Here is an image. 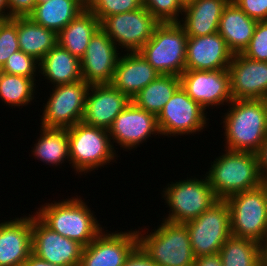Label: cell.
Returning <instances> with one entry per match:
<instances>
[{"label":"cell","instance_id":"1","mask_svg":"<svg viewBox=\"0 0 267 266\" xmlns=\"http://www.w3.org/2000/svg\"><path fill=\"white\" fill-rule=\"evenodd\" d=\"M223 123L228 150L257 153L267 137V110L263 99H237L228 105Z\"/></svg>","mask_w":267,"mask_h":266},{"label":"cell","instance_id":"2","mask_svg":"<svg viewBox=\"0 0 267 266\" xmlns=\"http://www.w3.org/2000/svg\"><path fill=\"white\" fill-rule=\"evenodd\" d=\"M76 197L45 203L35 215L51 230L86 247L104 229L82 197Z\"/></svg>","mask_w":267,"mask_h":266},{"label":"cell","instance_id":"3","mask_svg":"<svg viewBox=\"0 0 267 266\" xmlns=\"http://www.w3.org/2000/svg\"><path fill=\"white\" fill-rule=\"evenodd\" d=\"M223 151L224 154L211 162L206 173L218 199L225 200L233 194L261 185L257 153L228 149Z\"/></svg>","mask_w":267,"mask_h":266},{"label":"cell","instance_id":"4","mask_svg":"<svg viewBox=\"0 0 267 266\" xmlns=\"http://www.w3.org/2000/svg\"><path fill=\"white\" fill-rule=\"evenodd\" d=\"M69 156L76 174L98 170L117 157L107 129L79 122L67 128ZM104 165V166H103Z\"/></svg>","mask_w":267,"mask_h":266},{"label":"cell","instance_id":"5","mask_svg":"<svg viewBox=\"0 0 267 266\" xmlns=\"http://www.w3.org/2000/svg\"><path fill=\"white\" fill-rule=\"evenodd\" d=\"M143 231L137 230L138 244L156 265L193 266L195 256L187 227L183 223L163 220L154 232L147 235L146 230Z\"/></svg>","mask_w":267,"mask_h":266},{"label":"cell","instance_id":"6","mask_svg":"<svg viewBox=\"0 0 267 266\" xmlns=\"http://www.w3.org/2000/svg\"><path fill=\"white\" fill-rule=\"evenodd\" d=\"M187 39L178 22L159 23L138 52L158 73L180 76L185 71Z\"/></svg>","mask_w":267,"mask_h":266},{"label":"cell","instance_id":"7","mask_svg":"<svg viewBox=\"0 0 267 266\" xmlns=\"http://www.w3.org/2000/svg\"><path fill=\"white\" fill-rule=\"evenodd\" d=\"M167 186L161 194L170 210L163 220L171 223H185L197 218L219 200L206 174L203 179L191 176Z\"/></svg>","mask_w":267,"mask_h":266},{"label":"cell","instance_id":"8","mask_svg":"<svg viewBox=\"0 0 267 266\" xmlns=\"http://www.w3.org/2000/svg\"><path fill=\"white\" fill-rule=\"evenodd\" d=\"M225 200L230 209L231 234L263 246L267 240V204L262 187L233 194Z\"/></svg>","mask_w":267,"mask_h":266},{"label":"cell","instance_id":"9","mask_svg":"<svg viewBox=\"0 0 267 266\" xmlns=\"http://www.w3.org/2000/svg\"><path fill=\"white\" fill-rule=\"evenodd\" d=\"M188 230L195 257L219 253L231 234L230 209L219 199L200 216L183 223Z\"/></svg>","mask_w":267,"mask_h":266},{"label":"cell","instance_id":"10","mask_svg":"<svg viewBox=\"0 0 267 266\" xmlns=\"http://www.w3.org/2000/svg\"><path fill=\"white\" fill-rule=\"evenodd\" d=\"M89 88L90 85L83 79L71 84L53 86L44 105L41 126L67 129L82 122Z\"/></svg>","mask_w":267,"mask_h":266},{"label":"cell","instance_id":"11","mask_svg":"<svg viewBox=\"0 0 267 266\" xmlns=\"http://www.w3.org/2000/svg\"><path fill=\"white\" fill-rule=\"evenodd\" d=\"M159 23L143 6L135 11L107 16L100 22V27L119 49L138 52L152 37Z\"/></svg>","mask_w":267,"mask_h":266},{"label":"cell","instance_id":"12","mask_svg":"<svg viewBox=\"0 0 267 266\" xmlns=\"http://www.w3.org/2000/svg\"><path fill=\"white\" fill-rule=\"evenodd\" d=\"M205 112L180 86L157 116L160 136L176 137L201 132L209 120Z\"/></svg>","mask_w":267,"mask_h":266},{"label":"cell","instance_id":"13","mask_svg":"<svg viewBox=\"0 0 267 266\" xmlns=\"http://www.w3.org/2000/svg\"><path fill=\"white\" fill-rule=\"evenodd\" d=\"M181 87L205 111L209 106L228 105L232 101L228 69L199 71L185 70L180 75ZM207 107V108H206Z\"/></svg>","mask_w":267,"mask_h":266},{"label":"cell","instance_id":"14","mask_svg":"<svg viewBox=\"0 0 267 266\" xmlns=\"http://www.w3.org/2000/svg\"><path fill=\"white\" fill-rule=\"evenodd\" d=\"M84 246L63 237L32 215V254L54 265L80 266Z\"/></svg>","mask_w":267,"mask_h":266},{"label":"cell","instance_id":"15","mask_svg":"<svg viewBox=\"0 0 267 266\" xmlns=\"http://www.w3.org/2000/svg\"><path fill=\"white\" fill-rule=\"evenodd\" d=\"M117 49V45L100 27L80 59L82 79L89 85L111 84L121 55Z\"/></svg>","mask_w":267,"mask_h":266},{"label":"cell","instance_id":"16","mask_svg":"<svg viewBox=\"0 0 267 266\" xmlns=\"http://www.w3.org/2000/svg\"><path fill=\"white\" fill-rule=\"evenodd\" d=\"M137 245V230L111 233L103 230L83 248L80 266H123Z\"/></svg>","mask_w":267,"mask_h":266},{"label":"cell","instance_id":"17","mask_svg":"<svg viewBox=\"0 0 267 266\" xmlns=\"http://www.w3.org/2000/svg\"><path fill=\"white\" fill-rule=\"evenodd\" d=\"M108 131L112 144H119L125 151L137 149L140 144L152 137L151 135L160 134L157 117L137 107L132 101L114 119Z\"/></svg>","mask_w":267,"mask_h":266},{"label":"cell","instance_id":"18","mask_svg":"<svg viewBox=\"0 0 267 266\" xmlns=\"http://www.w3.org/2000/svg\"><path fill=\"white\" fill-rule=\"evenodd\" d=\"M228 71L232 100L267 97V62L234 54Z\"/></svg>","mask_w":267,"mask_h":266},{"label":"cell","instance_id":"19","mask_svg":"<svg viewBox=\"0 0 267 266\" xmlns=\"http://www.w3.org/2000/svg\"><path fill=\"white\" fill-rule=\"evenodd\" d=\"M131 99L112 84H93L86 97L82 122L109 129Z\"/></svg>","mask_w":267,"mask_h":266},{"label":"cell","instance_id":"20","mask_svg":"<svg viewBox=\"0 0 267 266\" xmlns=\"http://www.w3.org/2000/svg\"><path fill=\"white\" fill-rule=\"evenodd\" d=\"M233 55L226 41L218 32L205 36L188 37L185 70L228 69Z\"/></svg>","mask_w":267,"mask_h":266},{"label":"cell","instance_id":"21","mask_svg":"<svg viewBox=\"0 0 267 266\" xmlns=\"http://www.w3.org/2000/svg\"><path fill=\"white\" fill-rule=\"evenodd\" d=\"M32 254V215L0 223V266H23Z\"/></svg>","mask_w":267,"mask_h":266},{"label":"cell","instance_id":"22","mask_svg":"<svg viewBox=\"0 0 267 266\" xmlns=\"http://www.w3.org/2000/svg\"><path fill=\"white\" fill-rule=\"evenodd\" d=\"M159 75L139 52H127L120 55L111 84L132 99Z\"/></svg>","mask_w":267,"mask_h":266},{"label":"cell","instance_id":"23","mask_svg":"<svg viewBox=\"0 0 267 266\" xmlns=\"http://www.w3.org/2000/svg\"><path fill=\"white\" fill-rule=\"evenodd\" d=\"M230 0H195L183 9V17L178 23L187 37L205 36L217 33L220 18ZM184 19V20H183Z\"/></svg>","mask_w":267,"mask_h":266},{"label":"cell","instance_id":"24","mask_svg":"<svg viewBox=\"0 0 267 266\" xmlns=\"http://www.w3.org/2000/svg\"><path fill=\"white\" fill-rule=\"evenodd\" d=\"M256 25V20L230 0L221 15L218 33L226 41L229 50L233 54H239L247 48Z\"/></svg>","mask_w":267,"mask_h":266},{"label":"cell","instance_id":"25","mask_svg":"<svg viewBox=\"0 0 267 266\" xmlns=\"http://www.w3.org/2000/svg\"><path fill=\"white\" fill-rule=\"evenodd\" d=\"M39 72L54 86L82 80L80 59L59 44L39 61Z\"/></svg>","mask_w":267,"mask_h":266},{"label":"cell","instance_id":"26","mask_svg":"<svg viewBox=\"0 0 267 266\" xmlns=\"http://www.w3.org/2000/svg\"><path fill=\"white\" fill-rule=\"evenodd\" d=\"M87 8L83 0H49L36 3L28 17L57 34Z\"/></svg>","mask_w":267,"mask_h":266},{"label":"cell","instance_id":"27","mask_svg":"<svg viewBox=\"0 0 267 266\" xmlns=\"http://www.w3.org/2000/svg\"><path fill=\"white\" fill-rule=\"evenodd\" d=\"M100 28V21L87 7L58 33V44L81 59L91 37Z\"/></svg>","mask_w":267,"mask_h":266},{"label":"cell","instance_id":"28","mask_svg":"<svg viewBox=\"0 0 267 266\" xmlns=\"http://www.w3.org/2000/svg\"><path fill=\"white\" fill-rule=\"evenodd\" d=\"M17 33L20 50L40 61L58 44V34L36 24L28 16L17 17Z\"/></svg>","mask_w":267,"mask_h":266},{"label":"cell","instance_id":"29","mask_svg":"<svg viewBox=\"0 0 267 266\" xmlns=\"http://www.w3.org/2000/svg\"><path fill=\"white\" fill-rule=\"evenodd\" d=\"M180 86V76L160 74L154 81L136 94L131 101L137 107L157 117L164 105Z\"/></svg>","mask_w":267,"mask_h":266},{"label":"cell","instance_id":"30","mask_svg":"<svg viewBox=\"0 0 267 266\" xmlns=\"http://www.w3.org/2000/svg\"><path fill=\"white\" fill-rule=\"evenodd\" d=\"M40 138L31 151L37 160L59 166L64 161H70L69 139L66 128H45L40 126Z\"/></svg>","mask_w":267,"mask_h":266},{"label":"cell","instance_id":"31","mask_svg":"<svg viewBox=\"0 0 267 266\" xmlns=\"http://www.w3.org/2000/svg\"><path fill=\"white\" fill-rule=\"evenodd\" d=\"M223 266H262L263 246L257 241L231 235L220 248Z\"/></svg>","mask_w":267,"mask_h":266},{"label":"cell","instance_id":"32","mask_svg":"<svg viewBox=\"0 0 267 266\" xmlns=\"http://www.w3.org/2000/svg\"><path fill=\"white\" fill-rule=\"evenodd\" d=\"M36 79L0 71V100L14 108L27 106L34 100Z\"/></svg>","mask_w":267,"mask_h":266},{"label":"cell","instance_id":"33","mask_svg":"<svg viewBox=\"0 0 267 266\" xmlns=\"http://www.w3.org/2000/svg\"><path fill=\"white\" fill-rule=\"evenodd\" d=\"M38 69L39 61L36 58L18 50L7 59L5 64L0 68V71L6 74H14L36 79L35 76L37 71L39 73Z\"/></svg>","mask_w":267,"mask_h":266},{"label":"cell","instance_id":"34","mask_svg":"<svg viewBox=\"0 0 267 266\" xmlns=\"http://www.w3.org/2000/svg\"><path fill=\"white\" fill-rule=\"evenodd\" d=\"M87 7L101 22L107 16L135 11L143 7V0H93Z\"/></svg>","mask_w":267,"mask_h":266},{"label":"cell","instance_id":"35","mask_svg":"<svg viewBox=\"0 0 267 266\" xmlns=\"http://www.w3.org/2000/svg\"><path fill=\"white\" fill-rule=\"evenodd\" d=\"M18 50L17 17L0 20V68Z\"/></svg>","mask_w":267,"mask_h":266},{"label":"cell","instance_id":"36","mask_svg":"<svg viewBox=\"0 0 267 266\" xmlns=\"http://www.w3.org/2000/svg\"><path fill=\"white\" fill-rule=\"evenodd\" d=\"M143 6L160 22H179L183 7L178 0H143Z\"/></svg>","mask_w":267,"mask_h":266},{"label":"cell","instance_id":"37","mask_svg":"<svg viewBox=\"0 0 267 266\" xmlns=\"http://www.w3.org/2000/svg\"><path fill=\"white\" fill-rule=\"evenodd\" d=\"M242 54L253 60L267 62V21L257 22L254 34Z\"/></svg>","mask_w":267,"mask_h":266},{"label":"cell","instance_id":"38","mask_svg":"<svg viewBox=\"0 0 267 266\" xmlns=\"http://www.w3.org/2000/svg\"><path fill=\"white\" fill-rule=\"evenodd\" d=\"M257 22L267 21V0H232Z\"/></svg>","mask_w":267,"mask_h":266},{"label":"cell","instance_id":"39","mask_svg":"<svg viewBox=\"0 0 267 266\" xmlns=\"http://www.w3.org/2000/svg\"><path fill=\"white\" fill-rule=\"evenodd\" d=\"M12 17H27L36 6V0H7Z\"/></svg>","mask_w":267,"mask_h":266},{"label":"cell","instance_id":"40","mask_svg":"<svg viewBox=\"0 0 267 266\" xmlns=\"http://www.w3.org/2000/svg\"><path fill=\"white\" fill-rule=\"evenodd\" d=\"M123 266H158L138 244L127 257Z\"/></svg>","mask_w":267,"mask_h":266},{"label":"cell","instance_id":"41","mask_svg":"<svg viewBox=\"0 0 267 266\" xmlns=\"http://www.w3.org/2000/svg\"><path fill=\"white\" fill-rule=\"evenodd\" d=\"M193 266H223L219 253L195 257Z\"/></svg>","mask_w":267,"mask_h":266},{"label":"cell","instance_id":"42","mask_svg":"<svg viewBox=\"0 0 267 266\" xmlns=\"http://www.w3.org/2000/svg\"><path fill=\"white\" fill-rule=\"evenodd\" d=\"M259 171L262 179H267V137L257 152Z\"/></svg>","mask_w":267,"mask_h":266},{"label":"cell","instance_id":"43","mask_svg":"<svg viewBox=\"0 0 267 266\" xmlns=\"http://www.w3.org/2000/svg\"><path fill=\"white\" fill-rule=\"evenodd\" d=\"M23 266H59V265L51 264L49 262H46L45 260L38 258L34 254H31L30 257L23 263Z\"/></svg>","mask_w":267,"mask_h":266},{"label":"cell","instance_id":"44","mask_svg":"<svg viewBox=\"0 0 267 266\" xmlns=\"http://www.w3.org/2000/svg\"><path fill=\"white\" fill-rule=\"evenodd\" d=\"M6 19H10V12L7 0H0V20H6Z\"/></svg>","mask_w":267,"mask_h":266},{"label":"cell","instance_id":"45","mask_svg":"<svg viewBox=\"0 0 267 266\" xmlns=\"http://www.w3.org/2000/svg\"><path fill=\"white\" fill-rule=\"evenodd\" d=\"M263 265L267 266V240L266 243L263 245Z\"/></svg>","mask_w":267,"mask_h":266},{"label":"cell","instance_id":"46","mask_svg":"<svg viewBox=\"0 0 267 266\" xmlns=\"http://www.w3.org/2000/svg\"><path fill=\"white\" fill-rule=\"evenodd\" d=\"M264 191L265 198H266V204H267V179H262L261 185H260Z\"/></svg>","mask_w":267,"mask_h":266},{"label":"cell","instance_id":"47","mask_svg":"<svg viewBox=\"0 0 267 266\" xmlns=\"http://www.w3.org/2000/svg\"><path fill=\"white\" fill-rule=\"evenodd\" d=\"M195 0H178V2L181 4V6L184 8L187 5L193 3Z\"/></svg>","mask_w":267,"mask_h":266},{"label":"cell","instance_id":"48","mask_svg":"<svg viewBox=\"0 0 267 266\" xmlns=\"http://www.w3.org/2000/svg\"><path fill=\"white\" fill-rule=\"evenodd\" d=\"M85 5L88 6L93 0H83Z\"/></svg>","mask_w":267,"mask_h":266},{"label":"cell","instance_id":"49","mask_svg":"<svg viewBox=\"0 0 267 266\" xmlns=\"http://www.w3.org/2000/svg\"><path fill=\"white\" fill-rule=\"evenodd\" d=\"M49 0H36V3H46Z\"/></svg>","mask_w":267,"mask_h":266},{"label":"cell","instance_id":"50","mask_svg":"<svg viewBox=\"0 0 267 266\" xmlns=\"http://www.w3.org/2000/svg\"><path fill=\"white\" fill-rule=\"evenodd\" d=\"M265 106H266V110H267V97L263 99Z\"/></svg>","mask_w":267,"mask_h":266}]
</instances>
